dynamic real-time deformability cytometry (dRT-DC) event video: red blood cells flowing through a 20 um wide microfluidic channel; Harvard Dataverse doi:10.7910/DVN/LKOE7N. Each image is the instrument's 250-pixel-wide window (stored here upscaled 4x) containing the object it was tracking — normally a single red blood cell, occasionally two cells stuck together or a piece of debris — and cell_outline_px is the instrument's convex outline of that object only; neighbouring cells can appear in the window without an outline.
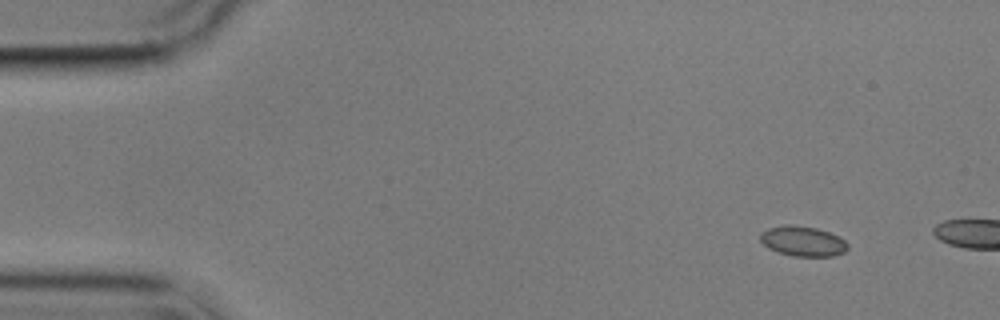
{"species": "common noctule bat (a hibernating species)", "species_latin": "Nyctalus noctula", "temperature_condition": "cold", "stored_images_in_passage": 3, "camera_frame_rate_fps": 3000, "um_per_image_px": 0.085, "animal": {"sex": "male", "body_mass_g": 17.9}, "frame": {"image": 1, "passage_image": 1, "time_ms": 0.0, "image_size_px": [1000, 320], "cell_outline_px": [[848, 248], [844, 252], [832, 256], [792, 256], [776, 252], [768, 248], [760, 240], [760, 232], [768, 228], [784, 224], [792, 224], [816, 228], [840, 236], [848, 244]], "centroid_in_image_um": [68.22, 20.49], "position_along_channel_um": 16.8, "area_um2": 15.49}}